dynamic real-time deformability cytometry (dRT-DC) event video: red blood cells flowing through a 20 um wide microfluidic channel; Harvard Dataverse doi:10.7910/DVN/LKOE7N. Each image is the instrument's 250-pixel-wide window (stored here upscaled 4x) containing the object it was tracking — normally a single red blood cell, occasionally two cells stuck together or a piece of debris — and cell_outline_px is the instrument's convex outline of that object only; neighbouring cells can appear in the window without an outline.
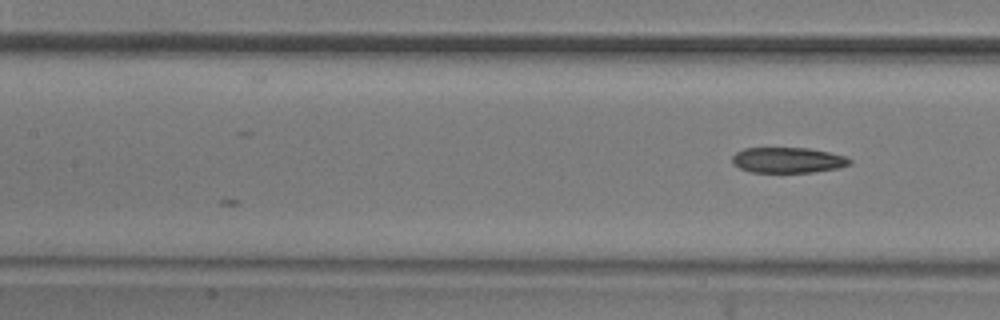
{"species": "common noctule bat (a hibernating species)", "species_latin": "Nyctalus noctula", "temperature_condition": "room temperature", "stored_images_in_passage": 6, "camera_frame_rate_fps": 3000, "um_per_image_px": 0.085, "animal": {"sex": "male", "body_mass_g": 20.5, "forearm_length_mm": 52.5}, "frame": {"image": 1, "passage_image": 6, "time_ms": 1.667, "image_size_px": [1000, 320], "cell_outline_px": [[852, 164], [836, 168], [812, 172], [752, 172], [740, 168], [732, 164], [732, 156], [736, 152], [744, 148], [808, 148], [828, 152], [844, 156], [852, 160]], "centroid_in_image_um": [66.94, 13.61], "position_along_channel_um": 140.5, "area_um2": 17.4}}